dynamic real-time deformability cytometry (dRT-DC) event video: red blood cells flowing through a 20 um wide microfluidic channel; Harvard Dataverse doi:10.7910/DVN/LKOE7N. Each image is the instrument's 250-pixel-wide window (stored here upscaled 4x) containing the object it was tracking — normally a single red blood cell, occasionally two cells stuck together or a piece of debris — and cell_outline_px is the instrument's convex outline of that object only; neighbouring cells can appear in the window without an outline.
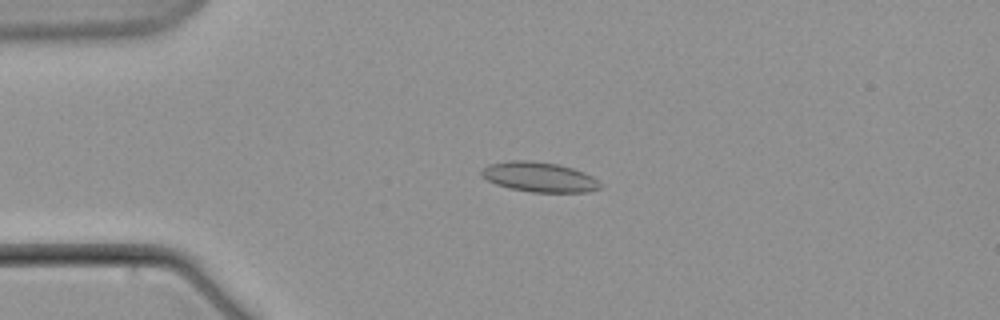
{"species": "common noctule bat (a hibernating species)", "species_latin": "Nyctalus noctula", "temperature_condition": "warm", "stored_images_in_passage": 10, "camera_frame_rate_fps": 3000, "um_per_image_px": 0.085, "animal": {"sex": "male", "body_mass_g": 21.5, "forearm_length_mm": 52.0}, "frame": {"image": 1, "passage_image": 4, "time_ms": 4.333, "image_size_px": [1000, 320], "cell_outline_px": [[600, 188], [588, 192], [532, 192], [508, 188], [496, 184], [480, 176], [480, 172], [488, 164], [508, 160], [528, 160], [556, 164], [572, 168], [584, 172], [592, 176], [600, 184]], "centroid_in_image_um": [45.79, 15.04], "position_along_channel_um": 39.2, "area_um2": 20.63}}
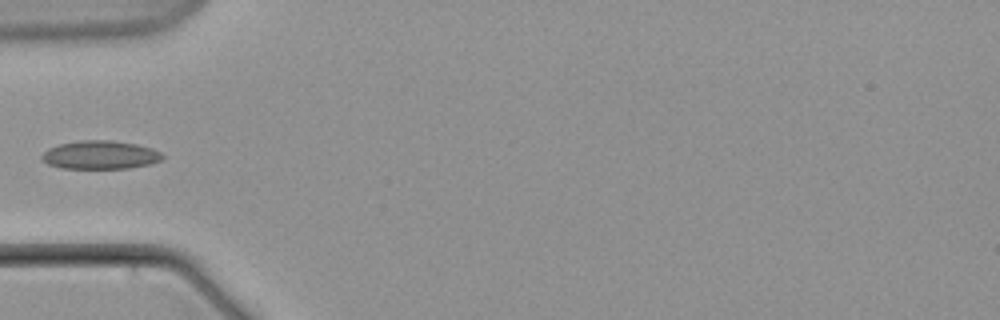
{"frame": {"image": 2, "passage_image": 6, "time_ms": 6.667, "image_size_px": [1000, 320], "cell_outline_px": [[164, 156], [160, 160], [148, 164], [128, 168], [60, 168], [48, 164], [40, 160], [40, 156], [48, 148], [60, 144], [80, 140], [112, 140], [136, 144], [152, 148], [160, 152]], "centroid_in_image_um": [8.48, 13.16], "position_along_channel_um": 76.5, "area_um2": 19.94}}
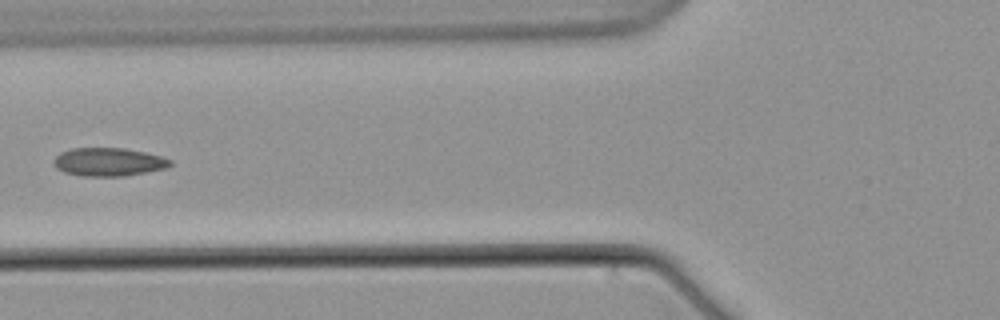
{"frame": {"image": 3, "passage_image": 7, "time_ms": 8.0, "image_size_px": [1000, 320], "cell_outline_px": [[172, 164], [168, 168], [124, 176], [80, 176], [64, 172], [56, 168], [52, 164], [52, 160], [60, 152], [72, 148], [124, 148], [144, 152], [160, 156], [172, 160]], "centroid_in_image_um": [9.2, 13.77], "position_along_channel_um": 116.6, "area_um2": 19.36}}